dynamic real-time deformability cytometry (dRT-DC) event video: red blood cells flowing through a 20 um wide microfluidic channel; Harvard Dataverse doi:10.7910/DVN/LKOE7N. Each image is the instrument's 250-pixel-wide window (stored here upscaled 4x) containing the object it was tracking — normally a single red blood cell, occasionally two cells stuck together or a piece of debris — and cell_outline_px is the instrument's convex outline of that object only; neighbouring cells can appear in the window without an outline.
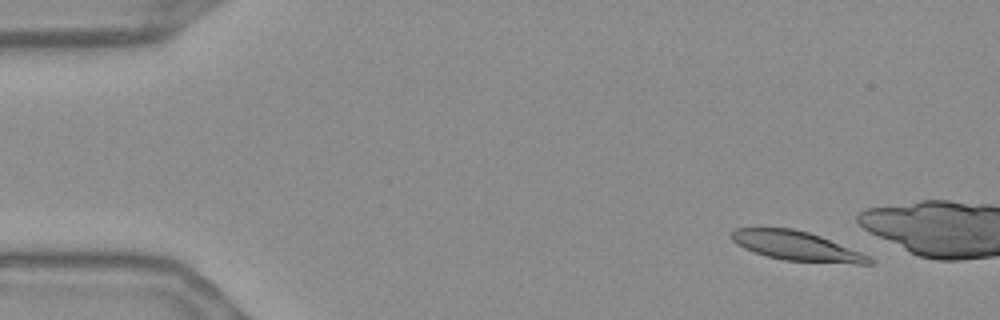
{"species": "Egyptian fruit bat (a non-hibernating species)", "species_latin": "Rousettus aegyptiacus", "temperature_condition": "warm", "stored_images_in_passage": 15, "camera_frame_rate_fps": 3000, "um_per_image_px": 0.085, "frame": {"image": 1, "passage_image": 5, "time_ms": 1.333, "image_size_px": [1000, 320], "cell_outline_px": [[876, 260], [872, 264], [856, 264], [784, 260], [768, 256], [744, 248], [736, 244], [732, 240], [732, 232], [736, 228], [792, 228], [808, 232], [820, 236], [860, 252]], "centroid_in_image_um": [67.73, 20.92], "position_along_channel_um": 17.3, "area_um2": 23.24}}